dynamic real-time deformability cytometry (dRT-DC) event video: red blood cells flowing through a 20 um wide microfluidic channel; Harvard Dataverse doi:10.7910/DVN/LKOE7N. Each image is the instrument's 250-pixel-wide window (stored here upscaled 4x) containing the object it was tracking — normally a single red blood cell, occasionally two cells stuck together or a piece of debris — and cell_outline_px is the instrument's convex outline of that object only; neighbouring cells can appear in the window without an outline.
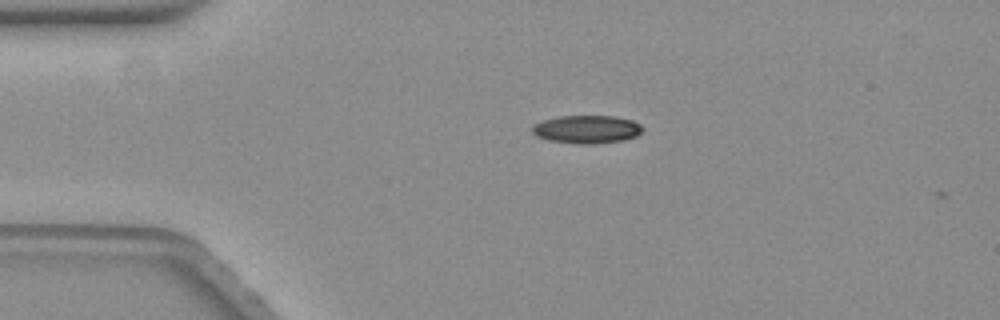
{"species": "common noctule bat (a hibernating species)", "species_latin": "Nyctalus noctula", "temperature_condition": "warm", "stored_images_in_passage": 2, "camera_frame_rate_fps": 3000, "um_per_image_px": 0.085, "animal": {"sex": "female", "body_mass_g": 19.3, "forearm_length_mm": 54.1}, "frame": {"image": 1, "passage_image": 1, "time_ms": 0.0, "image_size_px": [1000, 320], "cell_outline_px": [[644, 128], [636, 136], [624, 140], [592, 144], [580, 144], [552, 140], [536, 136], [532, 132], [532, 124], [544, 120], [560, 116], [616, 116], [632, 120], [640, 124]], "centroid_in_image_um": [49.89, 10.98], "position_along_channel_um": 35.1, "area_um2": 17.98}}